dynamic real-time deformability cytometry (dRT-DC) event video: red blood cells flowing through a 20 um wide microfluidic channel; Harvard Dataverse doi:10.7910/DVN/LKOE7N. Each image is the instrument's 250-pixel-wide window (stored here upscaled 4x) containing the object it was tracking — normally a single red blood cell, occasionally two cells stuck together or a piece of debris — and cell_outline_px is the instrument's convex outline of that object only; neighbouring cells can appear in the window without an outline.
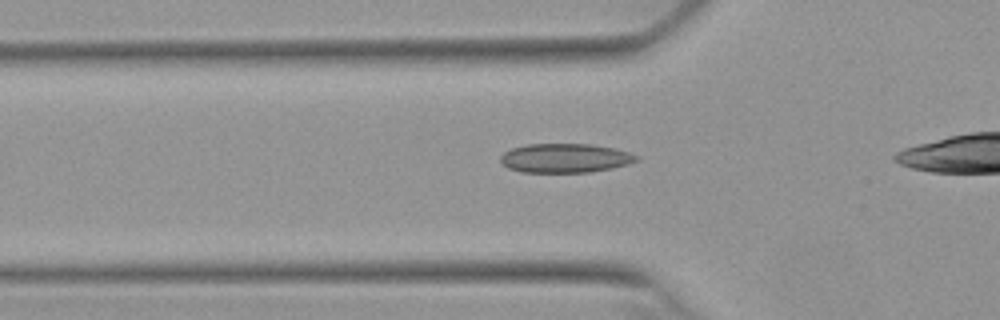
{"species": "Egyptian fruit bat (a non-hibernating species)", "species_latin": "Rousettus aegyptiacus", "temperature_condition": "warm", "stored_images_in_passage": 31, "camera_frame_rate_fps": 3000, "um_per_image_px": 0.085, "animal": {"sex": "female"}, "frame": {"image": 1, "passage_image": 5, "time_ms": 1.333, "image_size_px": [1000, 320], "cell_outline_px": [[640, 160], [628, 164], [612, 168], [588, 172], [520, 172], [508, 168], [500, 160], [500, 156], [504, 152], [512, 148], [528, 144], [592, 144], [612, 148], [628, 152], [640, 156]], "centroid_in_image_um": [48.05, 13.44], "position_along_channel_um": 77.8, "area_um2": 23.06}}
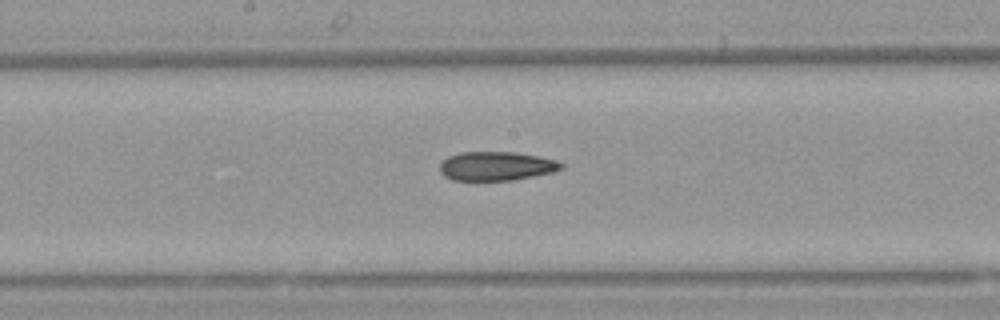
{"frame": {"image": 2, "passage_image": 15, "time_ms": 4.667, "image_size_px": [1000, 320], "cell_outline_px": [[564, 168], [552, 172], [512, 180], [452, 180], [444, 176], [440, 172], [440, 164], [448, 156], [460, 152], [516, 152], [540, 156], [556, 160], [564, 164]], "centroid_in_image_um": [42.19, 14.11], "position_along_channel_um": 206.0, "area_um2": 20.52}}
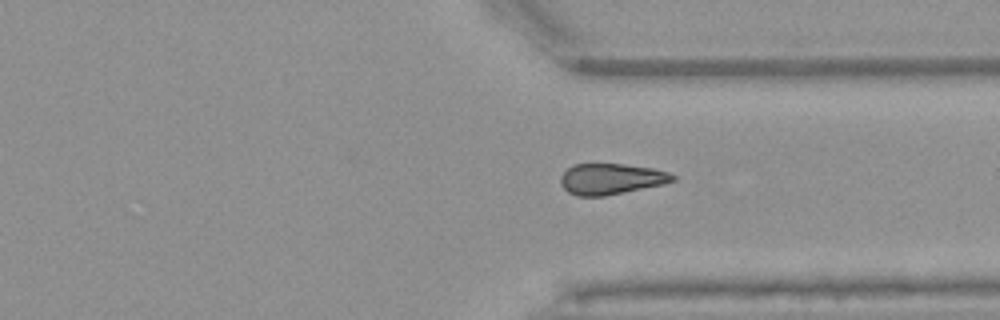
{"frame": {"image": 3, "passage_image": 27, "time_ms": 8.667, "image_size_px": [1000, 320], "cell_outline_px": [[676, 180], [664, 184], [604, 196], [576, 196], [568, 192], [560, 184], [560, 176], [572, 164], [624, 164], [652, 168], [668, 172], [676, 176]], "centroid_in_image_um": [51.93, 15.21], "position_along_channel_um": 359.5, "area_um2": 20.23}}